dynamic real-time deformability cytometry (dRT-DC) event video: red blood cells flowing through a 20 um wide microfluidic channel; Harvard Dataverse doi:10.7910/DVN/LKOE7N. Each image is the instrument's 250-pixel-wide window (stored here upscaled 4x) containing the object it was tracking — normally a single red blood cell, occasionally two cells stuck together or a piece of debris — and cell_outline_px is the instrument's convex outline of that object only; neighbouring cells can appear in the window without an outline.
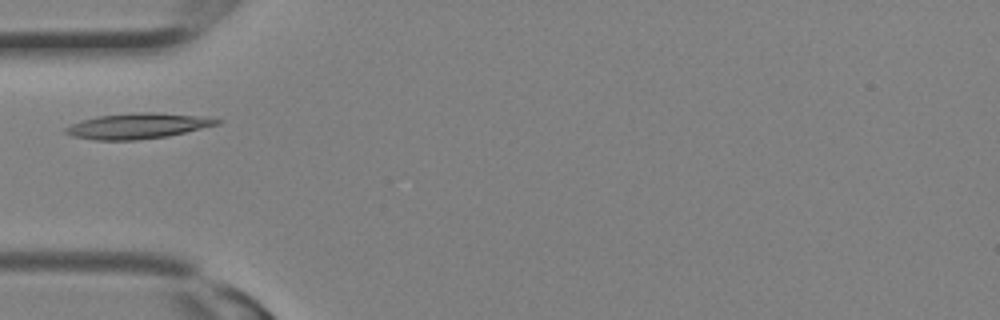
{"species": "Egyptian fruit bat (a non-hibernating species)", "species_latin": "Rousettus aegyptiacus", "temperature_condition": "room temperature", "stored_images_in_passage": 2, "camera_frame_rate_fps": 3000, "um_per_image_px": 0.085, "animal": {"sex": "female"}, "frame": {"image": 1, "passage_image": 1, "time_ms": 0.0, "image_size_px": [1000, 320], "cell_outline_px": [[224, 120], [220, 124], [168, 136], [136, 140], [96, 140], [72, 136], [64, 132], [64, 128], [80, 120], [96, 116], [140, 112], [156, 112], [196, 116]], "centroid_in_image_um": [11.68, 10.71], "position_along_channel_um": 73.3, "area_um2": 22.43}}